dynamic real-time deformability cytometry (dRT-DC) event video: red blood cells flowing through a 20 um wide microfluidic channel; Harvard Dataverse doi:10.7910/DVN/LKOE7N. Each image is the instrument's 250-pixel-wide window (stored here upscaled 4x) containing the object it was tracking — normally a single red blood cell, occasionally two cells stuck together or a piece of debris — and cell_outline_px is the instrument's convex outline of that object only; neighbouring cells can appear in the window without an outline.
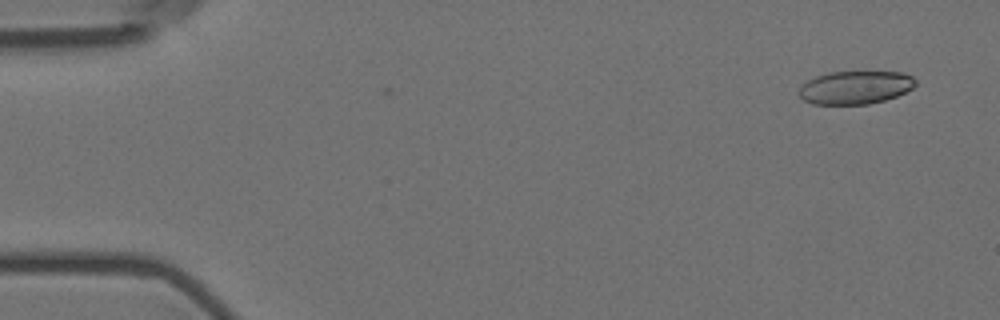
{"species": "Egyptian fruit bat (a non-hibernating species)", "species_latin": "Rousettus aegyptiacus", "temperature_condition": "room temperature", "stored_images_in_passage": 5, "camera_frame_rate_fps": 3000, "um_per_image_px": 0.085, "animal": {"sex": "female"}, "frame": {"image": 1, "passage_image": 5, "time_ms": 1.333, "image_size_px": [1000, 320], "cell_outline_px": [[916, 84], [912, 88], [896, 96], [884, 100], [868, 104], [812, 104], [804, 100], [800, 96], [800, 88], [808, 80], [816, 76], [828, 72], [900, 72], [912, 76], [916, 80]], "centroid_in_image_um": [72.71, 7.43], "position_along_channel_um": 12.3, "area_um2": 22.31}}